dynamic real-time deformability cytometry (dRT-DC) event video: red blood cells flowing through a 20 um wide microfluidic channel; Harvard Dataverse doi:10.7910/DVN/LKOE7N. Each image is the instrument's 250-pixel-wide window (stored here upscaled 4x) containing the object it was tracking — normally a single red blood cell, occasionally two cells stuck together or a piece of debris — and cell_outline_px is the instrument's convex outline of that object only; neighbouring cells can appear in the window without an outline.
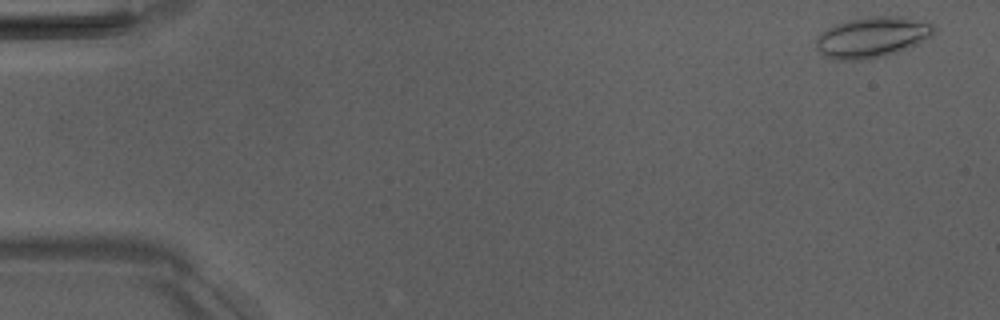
{"species": "Egyptian fruit bat (a non-hibernating species)", "species_latin": "Rousettus aegyptiacus", "temperature_condition": "room temperature", "stored_images_in_passage": 51, "camera_frame_rate_fps": 3000, "um_per_image_px": 0.085, "animal": {"sex": "male"}, "frame": {"image": 1, "passage_image": 2, "time_ms": 0.333, "image_size_px": [1000, 320], "cell_outline_px": [[936, 32], [932, 36], [916, 44], [896, 52], [884, 56], [868, 60], [832, 60], [824, 56], [816, 48], [816, 40], [828, 28], [836, 24], [848, 20], [872, 16], [900, 16], [932, 24], [936, 28]], "centroid_in_image_um": [74.13, 3.18], "position_along_channel_um": 10.9, "area_um2": 27.8}}
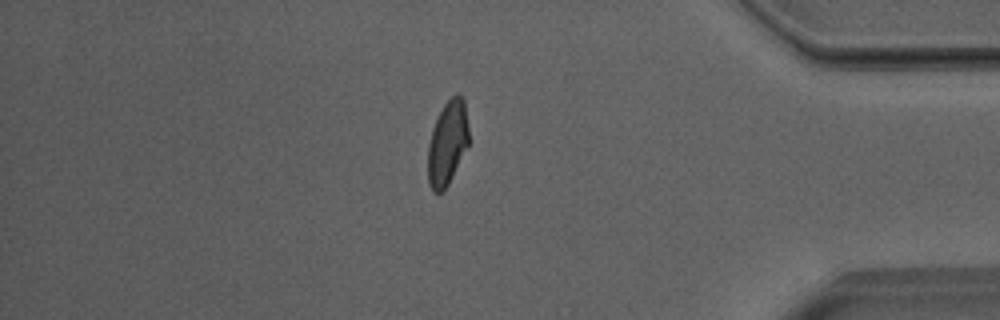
{"frame": {"image": 2, "passage_image": 44, "time_ms": 14.333, "image_size_px": [1000, 320], "cell_outline_px": [[468, 148], [444, 192], [432, 192], [428, 184], [428, 144], [432, 128], [444, 104], [456, 92], [464, 100], [468, 128]], "centroid_in_image_um": [38.03, 12.2], "position_along_channel_um": 397.2, "area_um2": 20.23}}
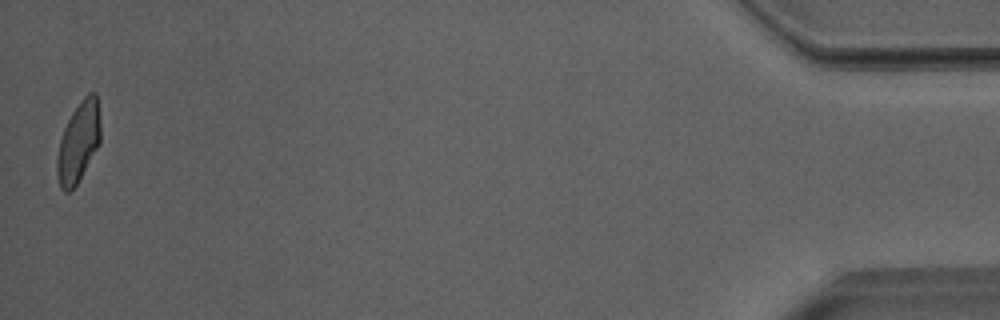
{"frame": {"image": 3, "passage_image": 51, "time_ms": 16.667, "image_size_px": [1000, 320], "cell_outline_px": [[100, 144], [76, 184], [68, 192], [64, 192], [60, 188], [56, 176], [56, 160], [60, 140], [64, 128], [72, 112], [80, 100], [88, 92], [96, 92], [100, 120]], "centroid_in_image_um": [6.66, 12.07], "position_along_channel_um": 428.5, "area_um2": 20.4}, "authors_computed_cell_mechanics": {"area_um2": 21.0392, "velocity_mm_per_s": 3.9992, "shape_relaxation_time_tau1_ms": 7.1161, "shape_relaxation_time_tau2_ms": 1.9186, "deformation_change_tau1": 0.1877, "deformation_change_tau2": 0.0847}}